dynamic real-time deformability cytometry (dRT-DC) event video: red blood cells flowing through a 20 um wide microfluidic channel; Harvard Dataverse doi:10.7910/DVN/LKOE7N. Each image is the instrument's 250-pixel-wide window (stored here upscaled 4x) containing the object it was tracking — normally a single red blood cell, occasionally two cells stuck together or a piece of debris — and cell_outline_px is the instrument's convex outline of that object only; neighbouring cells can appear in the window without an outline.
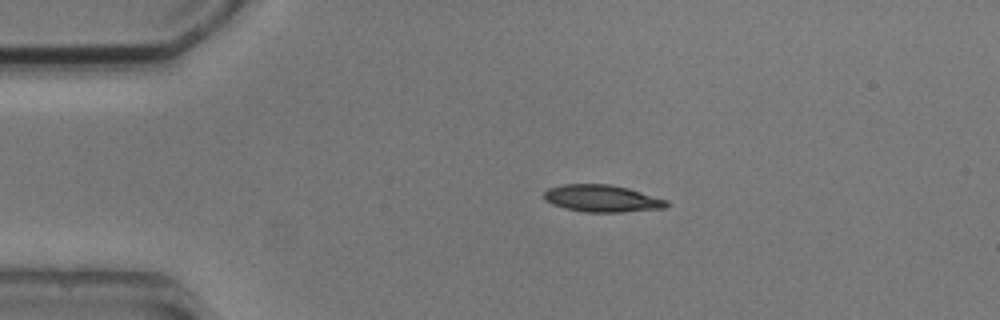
{"species": "common noctule bat (a hibernating species)", "species_latin": "Nyctalus noctula", "temperature_condition": "cold", "stored_images_in_passage": 3, "camera_frame_rate_fps": 3000, "um_per_image_px": 0.085, "animal": {"sex": "male", "body_mass_g": 20.5, "forearm_length_mm": 52.5}, "frame": {"image": 1, "passage_image": 2, "time_ms": 1.333, "image_size_px": [1000, 320], "cell_outline_px": [[668, 204], [664, 208], [624, 212], [584, 212], [564, 208], [552, 204], [544, 200], [544, 192], [548, 188], [564, 184], [612, 184], [628, 188], [668, 200]], "centroid_in_image_um": [51.15, 16.87], "position_along_channel_um": 33.8, "area_um2": 19.42}}